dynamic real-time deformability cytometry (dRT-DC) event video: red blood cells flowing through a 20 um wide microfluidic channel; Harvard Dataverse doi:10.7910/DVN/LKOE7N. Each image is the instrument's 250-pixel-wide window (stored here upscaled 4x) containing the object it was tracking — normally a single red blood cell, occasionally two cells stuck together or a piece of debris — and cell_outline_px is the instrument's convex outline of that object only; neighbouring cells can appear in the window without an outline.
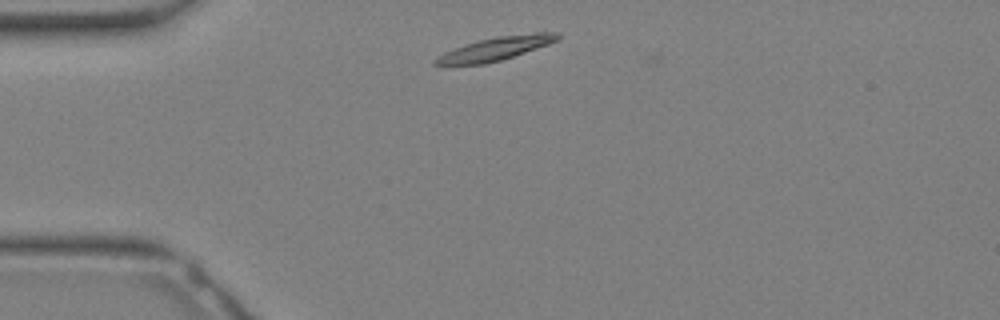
{"species": "Egyptian fruit bat (a non-hibernating species)", "species_latin": "Rousettus aegyptiacus", "temperature_condition": "warm", "stored_images_in_passage": 6, "camera_frame_rate_fps": 3000, "um_per_image_px": 0.085, "animal": {"sex": "female"}, "frame": {"image": 1, "passage_image": 2, "time_ms": 0.333, "image_size_px": [1000, 320], "cell_outline_px": [[560, 40], [500, 60], [484, 64], [432, 64], [432, 60], [436, 56], [444, 52], [464, 44], [480, 40], [500, 36], [536, 32], [560, 32]], "centroid_in_image_um": [42.13, 4.12], "position_along_channel_um": 42.9, "area_um2": 16.42}}
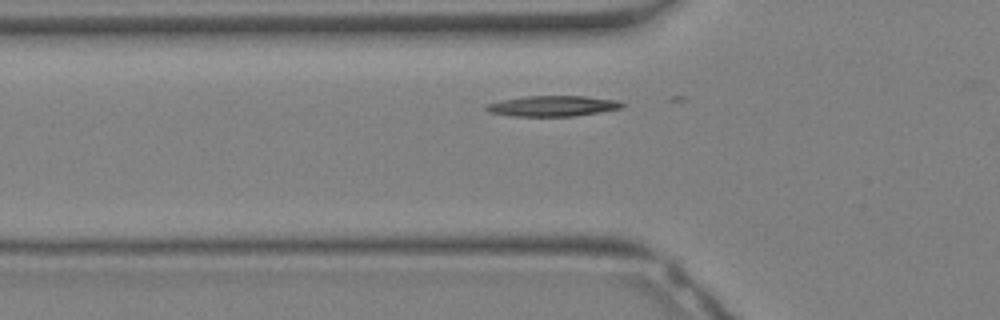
{"frame": {"image": 2, "passage_image": 5, "time_ms": 1.333, "image_size_px": [1000, 320], "cell_outline_px": [[624, 104], [620, 108], [576, 116], [512, 116], [488, 112], [484, 108], [488, 104], [500, 100], [524, 96], [588, 96], [620, 100]], "centroid_in_image_um": [46.97, 9.0], "position_along_channel_um": 78.8, "area_um2": 16.36}}